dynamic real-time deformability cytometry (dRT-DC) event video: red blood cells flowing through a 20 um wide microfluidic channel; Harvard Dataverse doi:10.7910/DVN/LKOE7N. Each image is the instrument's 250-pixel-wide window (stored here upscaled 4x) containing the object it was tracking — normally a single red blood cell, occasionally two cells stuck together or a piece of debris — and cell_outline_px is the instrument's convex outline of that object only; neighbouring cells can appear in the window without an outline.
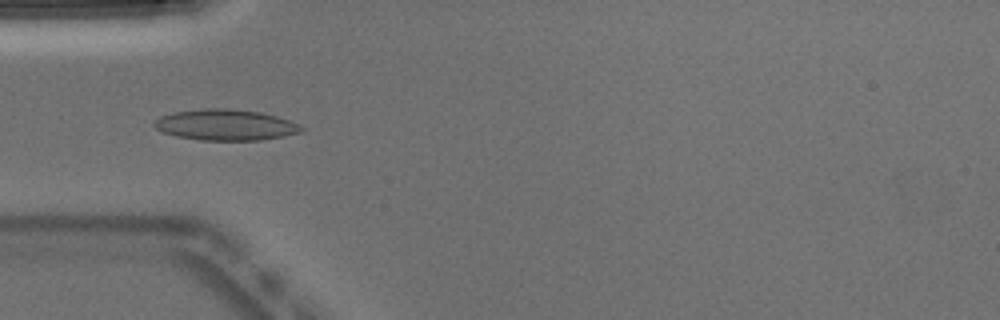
{"species": "Egyptian fruit bat (a non-hibernating species)", "species_latin": "Rousettus aegyptiacus", "temperature_condition": "warm", "stored_images_in_passage": 41, "camera_frame_rate_fps": 3000, "um_per_image_px": 0.085, "animal": {"sex": "male"}, "frame": {"image": 1, "passage_image": 6, "time_ms": 1.667, "image_size_px": [1000, 320], "cell_outline_px": [[304, 128], [300, 132], [260, 140], [200, 140], [176, 136], [160, 132], [152, 124], [160, 116], [172, 112], [204, 108], [228, 108], [260, 112], [276, 116], [288, 120]], "centroid_in_image_um": [19.09, 10.61], "position_along_channel_um": 65.9, "area_um2": 26.41}}
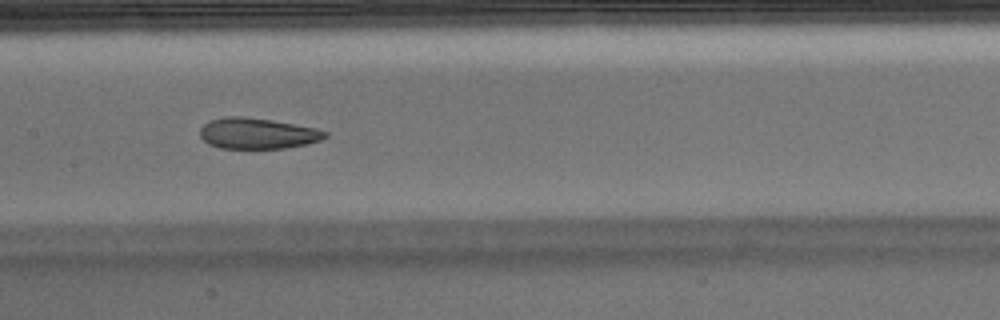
{"frame": {"image": 2, "passage_image": 15, "time_ms": 4.667, "image_size_px": [1000, 320], "cell_outline_px": [[328, 136], [320, 140], [308, 144], [284, 148], [220, 148], [208, 144], [200, 136], [200, 128], [208, 120], [228, 116], [240, 116], [272, 120], [316, 128], [328, 132]], "centroid_in_image_um": [21.88, 11.34], "position_along_channel_um": 185.5, "area_um2": 22.54}}
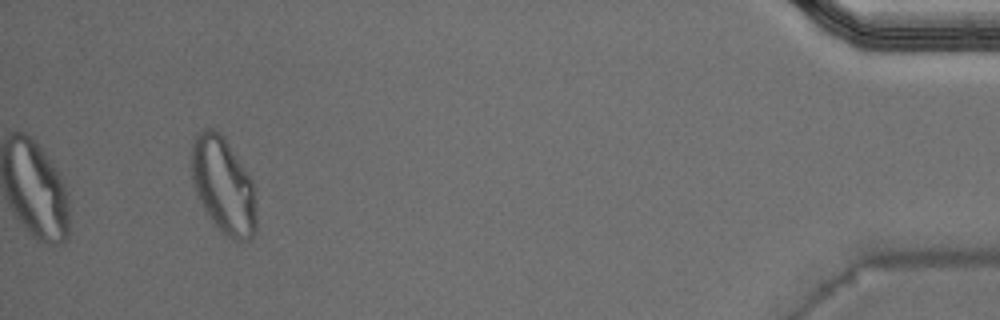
{"frame": {"image": 3, "passage_image": 38, "time_ms": 12.333, "image_size_px": [1000, 320], "cell_outline_px": [[256, 228], [252, 236], [248, 240], [232, 240], [216, 228], [212, 224], [192, 184], [192, 140], [196, 132], [204, 128], [212, 128], [220, 132], [224, 136], [248, 172], [252, 180], [256, 216]], "centroid_in_image_um": [18.97, 15.74], "position_along_channel_um": 416.2, "area_um2": 36.65}, "authors_computed_cell_mechanics": {"area_um2": 24.6228, "velocity_mm_per_s": 3.9572, "shape_relaxation_time_tau1_ms": null, "shape_relaxation_time_tau2_ms": 1.9259, "deformation_change_tau1": null, "deformation_change_tau2": 0.0798}}